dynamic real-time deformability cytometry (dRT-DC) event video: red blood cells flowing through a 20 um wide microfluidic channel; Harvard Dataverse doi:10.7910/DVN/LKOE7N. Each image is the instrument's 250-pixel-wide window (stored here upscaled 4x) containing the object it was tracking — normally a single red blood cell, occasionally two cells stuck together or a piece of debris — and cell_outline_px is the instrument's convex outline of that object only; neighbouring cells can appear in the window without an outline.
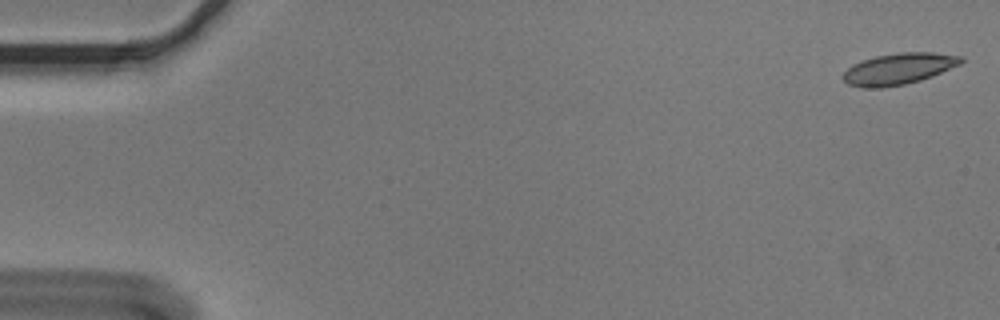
{"species": "Egyptian fruit bat (a non-hibernating species)", "species_latin": "Rousettus aegyptiacus", "temperature_condition": "cold", "stored_images_in_passage": 8, "camera_frame_rate_fps": 3000, "um_per_image_px": 0.085, "animal": {"sex": "male"}, "frame": {"image": 1, "passage_image": 1, "time_ms": 0.0, "image_size_px": [1000, 320], "cell_outline_px": [[964, 60], [960, 64], [932, 76], [920, 80], [904, 84], [880, 88], [860, 88], [848, 84], [840, 76], [852, 64], [876, 56], [900, 52], [932, 52], [964, 56]], "centroid_in_image_um": [76.37, 5.85], "position_along_channel_um": 8.6, "area_um2": 21.56}}
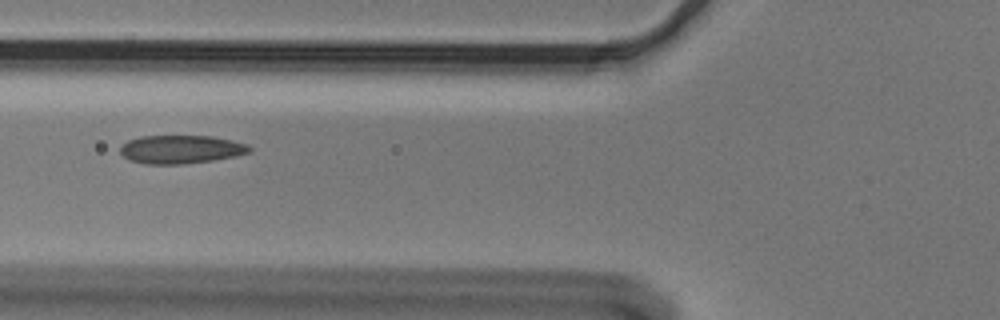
{"frame": {"image": 2, "passage_image": 6, "time_ms": 1.667, "image_size_px": [1000, 320], "cell_outline_px": [[252, 152], [236, 156], [212, 160], [180, 164], [144, 164], [128, 160], [120, 152], [120, 148], [128, 140], [140, 136], [212, 136], [232, 140], [248, 144], [252, 148]], "centroid_in_image_um": [15.4, 12.69], "position_along_channel_um": 110.4, "area_um2": 21.44}}
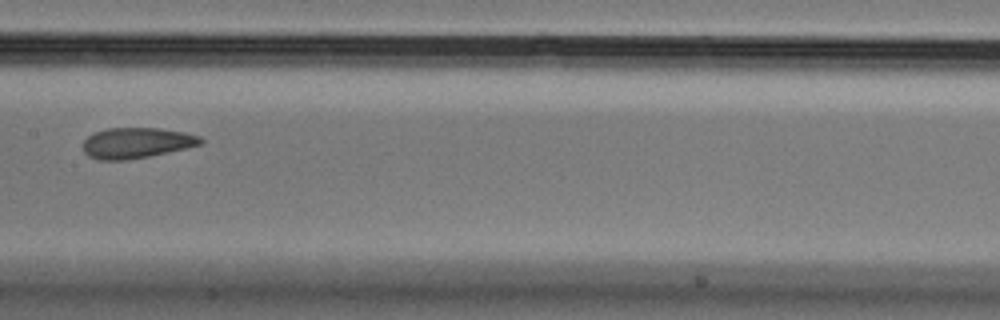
{"frame": {"image": 3, "passage_image": 8, "time_ms": 2.333, "image_size_px": [1000, 320], "cell_outline_px": [[204, 144], [148, 156], [128, 160], [100, 160], [88, 156], [84, 152], [84, 140], [88, 136], [96, 132], [108, 128], [156, 128], [184, 132], [200, 136], [204, 140]], "centroid_in_image_um": [11.62, 12.15], "position_along_channel_um": 195.8, "area_um2": 20.87}}